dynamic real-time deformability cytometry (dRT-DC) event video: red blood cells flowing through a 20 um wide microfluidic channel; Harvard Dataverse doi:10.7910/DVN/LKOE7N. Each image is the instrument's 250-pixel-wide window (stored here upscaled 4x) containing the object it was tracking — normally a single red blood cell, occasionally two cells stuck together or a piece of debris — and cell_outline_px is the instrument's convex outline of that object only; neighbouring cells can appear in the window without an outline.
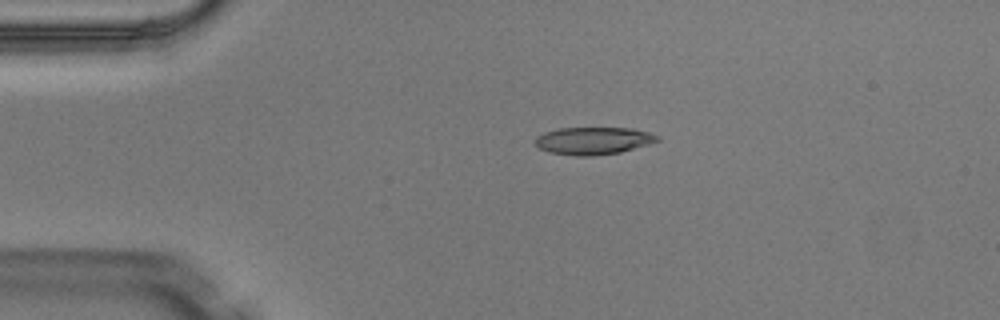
{"species": "Egyptian fruit bat (a non-hibernating species)", "species_latin": "Rousettus aegyptiacus", "temperature_condition": "warm", "stored_images_in_passage": 4, "camera_frame_rate_fps": 3000, "um_per_image_px": 0.085, "animal": {"sex": "male"}, "frame": {"image": 1, "passage_image": 3, "time_ms": 0.667, "image_size_px": [1000, 320], "cell_outline_px": [[660, 140], [648, 144], [620, 152], [592, 156], [576, 156], [548, 152], [540, 148], [532, 140], [536, 136], [544, 132], [560, 128], [628, 128], [648, 132], [660, 136]], "centroid_in_image_um": [50.39, 11.96], "position_along_channel_um": 34.6, "area_um2": 19.54}}